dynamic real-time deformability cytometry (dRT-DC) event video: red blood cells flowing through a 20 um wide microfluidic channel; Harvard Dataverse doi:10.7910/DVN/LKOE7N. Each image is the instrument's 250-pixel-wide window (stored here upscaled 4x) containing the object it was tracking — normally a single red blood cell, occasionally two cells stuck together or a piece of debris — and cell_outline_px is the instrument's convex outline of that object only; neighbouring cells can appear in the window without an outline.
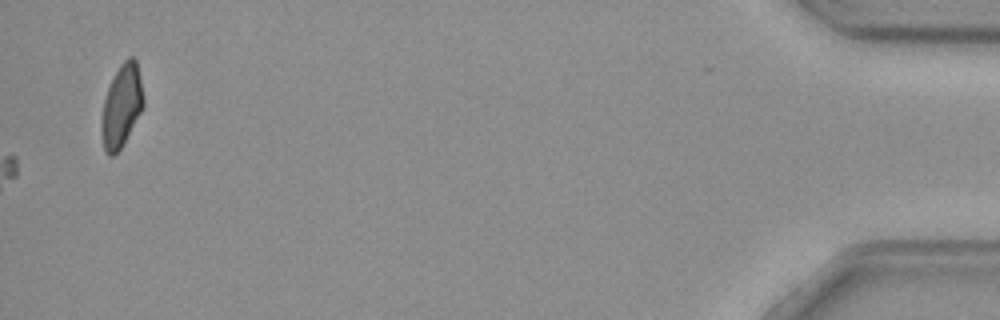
{"species": "common noctule bat (a hibernating species)", "species_latin": "Nyctalus noctula", "temperature_condition": "cold", "stored_images_in_passage": 40, "camera_frame_rate_fps": 3000, "um_per_image_px": 0.085, "animal": {"sex": "female", "body_mass_g": 29.2, "forearm_length_mm": 56.3}, "frame": {"image": 1, "passage_image": 40, "time_ms": 13.0, "image_size_px": [1000, 320], "cell_outline_px": [[144, 108], [120, 148], [112, 156], [108, 156], [104, 152], [100, 128], [100, 120], [104, 100], [108, 88], [120, 64], [128, 56], [132, 56], [136, 60], [144, 100]], "centroid_in_image_um": [10.31, 9.02], "position_along_channel_um": 424.9, "area_um2": 20.11}}